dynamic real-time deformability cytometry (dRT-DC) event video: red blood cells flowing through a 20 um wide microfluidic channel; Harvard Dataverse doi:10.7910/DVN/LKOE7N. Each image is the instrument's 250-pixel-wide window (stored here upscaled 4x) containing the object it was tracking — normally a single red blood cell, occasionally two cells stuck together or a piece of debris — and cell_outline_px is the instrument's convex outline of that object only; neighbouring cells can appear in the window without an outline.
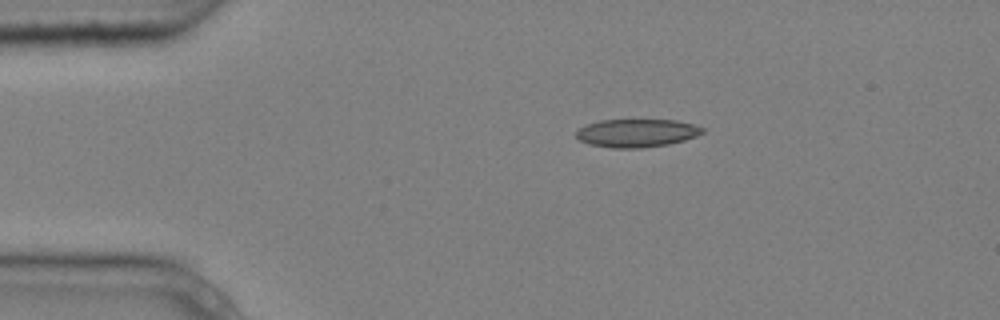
{"species": "common noctule bat (a hibernating species)", "species_latin": "Nyctalus noctula", "temperature_condition": "cold", "stored_images_in_passage": 3, "camera_frame_rate_fps": 3000, "um_per_image_px": 0.085, "animal": {"sex": "male", "body_mass_g": 20.4}, "frame": {"image": 1, "passage_image": 1, "time_ms": 0.0, "image_size_px": [1000, 320], "cell_outline_px": [[704, 132], [696, 136], [684, 140], [668, 144], [640, 148], [612, 148], [588, 144], [580, 140], [576, 136], [576, 132], [580, 128], [588, 124], [600, 120], [676, 120], [692, 124], [704, 128]], "centroid_in_image_um": [54.12, 11.31], "position_along_channel_um": 30.9, "area_um2": 20.58}}
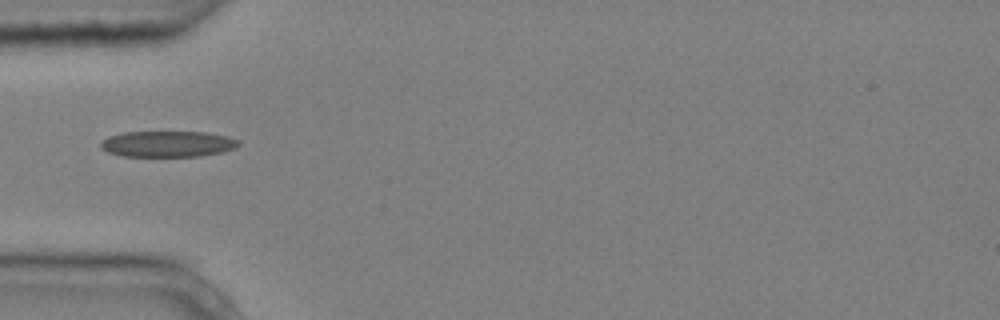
{"frame": {"image": 2, "passage_image": 3, "time_ms": 0.667, "image_size_px": [1000, 320], "cell_outline_px": [[240, 144], [236, 148], [224, 152], [200, 156], [120, 156], [108, 152], [100, 148], [100, 140], [108, 136], [124, 132], [208, 132], [228, 136], [240, 140]], "centroid_in_image_um": [14.26, 12.23], "position_along_channel_um": 70.7, "area_um2": 21.21}}